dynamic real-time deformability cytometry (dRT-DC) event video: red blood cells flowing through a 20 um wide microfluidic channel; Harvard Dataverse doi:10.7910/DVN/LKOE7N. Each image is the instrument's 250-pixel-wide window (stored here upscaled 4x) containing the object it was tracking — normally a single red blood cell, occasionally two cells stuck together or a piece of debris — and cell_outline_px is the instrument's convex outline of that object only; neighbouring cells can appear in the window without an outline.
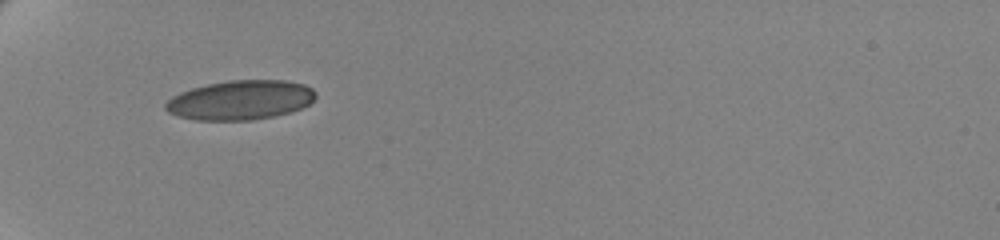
{"species": "human", "species_latin": "Homo sapiens", "temperature_condition": "cold", "stored_images_in_passage": 39, "camera_frame_rate_fps": 3000, "um_per_image_px": 0.085, "donor": {"sex": "female"}, "frame": {"image": 1, "passage_image": 1, "time_ms": 0.0, "image_size_px": [1000, 240], "cell_outline_px": [[316, 96], [308, 104], [300, 108], [288, 112], [272, 116], [252, 120], [196, 120], [180, 116], [168, 112], [164, 108], [164, 104], [172, 96], [180, 92], [192, 88], [208, 84], [228, 80], [288, 80], [304, 84], [312, 88], [316, 92]], "centroid_in_image_um": [20.42, 8.49], "position_along_channel_um": 64.6, "area_um2": 34.39}}
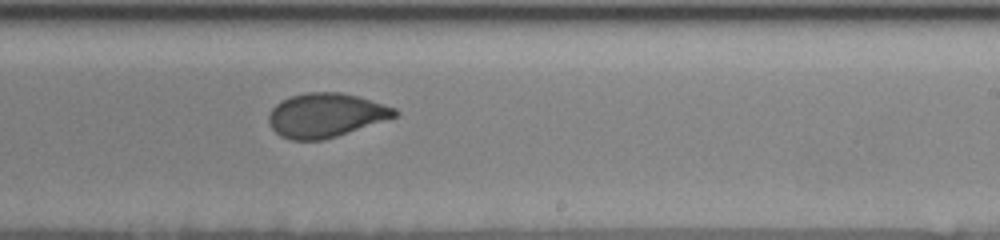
{"frame": {"image": 2, "passage_image": 19, "time_ms": 6.0, "image_size_px": [1000, 240], "cell_outline_px": [[400, 112], [396, 116], [324, 140], [292, 140], [280, 136], [272, 128], [268, 120], [268, 116], [272, 108], [276, 104], [292, 96], [304, 92], [340, 92], [356, 96], [396, 108]], "centroid_in_image_um": [27.66, 9.79], "position_along_channel_um": 261.3, "area_um2": 31.96}}
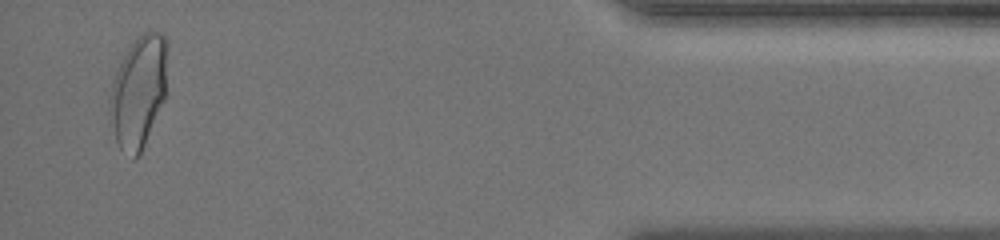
{"frame": {"image": 3, "passage_image": 37, "time_ms": 12.0, "image_size_px": [1000, 240], "cell_outline_px": [[168, 48], [164, 100], [144, 144], [140, 152], [132, 160], [120, 148], [116, 140], [108, 112], [108, 100], [112, 80], [120, 60], [136, 36], [148, 28], [160, 32], [168, 40]], "centroid_in_image_um": [11.76, 7.7], "position_along_channel_um": 423.4, "area_um2": 38.21}, "authors_computed_cell_mechanics": {"area_um2": 33.1772, "velocity_mm_per_s": 3.494, "shape_relaxation_time_tau1_ms": 6.2646, "shape_relaxation_time_tau2_ms": null, "deformation_change_tau1": 0.1483, "deformation_change_tau2": null}}